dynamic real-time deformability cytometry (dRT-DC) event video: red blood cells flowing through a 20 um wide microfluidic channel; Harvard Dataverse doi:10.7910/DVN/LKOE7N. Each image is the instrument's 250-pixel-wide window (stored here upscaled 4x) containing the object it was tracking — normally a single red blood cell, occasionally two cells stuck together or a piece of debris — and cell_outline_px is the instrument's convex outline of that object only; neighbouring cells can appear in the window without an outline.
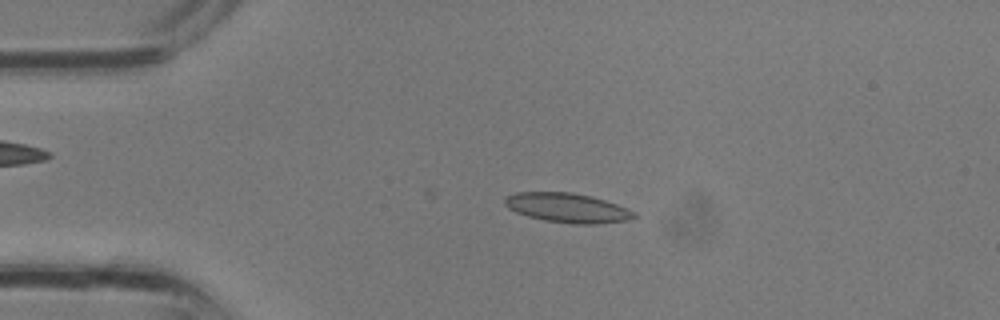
{"species": "common noctule bat (a hibernating species)", "species_latin": "Nyctalus noctula", "temperature_condition": "room temperature", "stored_images_in_passage": 23, "camera_frame_rate_fps": 3000, "um_per_image_px": 0.085, "animal": {"sex": "male", "body_mass_g": 13.3}, "frame": {"image": 1, "passage_image": 7, "time_ms": 2.0, "image_size_px": [1000, 320], "cell_outline_px": [[636, 216], [628, 220], [596, 224], [572, 224], [544, 220], [528, 216], [516, 212], [508, 208], [504, 204], [504, 196], [516, 192], [572, 192], [592, 196], [616, 204], [636, 212]], "centroid_in_image_um": [48.2, 17.66], "position_along_channel_um": 36.8, "area_um2": 22.25}}
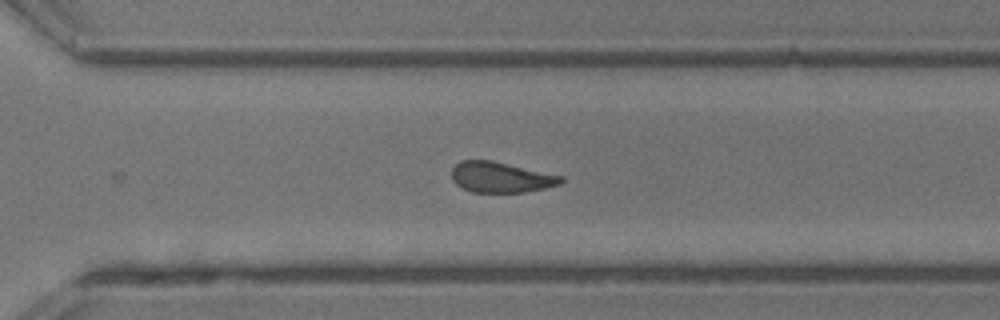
{"frame": {"image": 2, "passage_image": 23, "time_ms": 7.333, "image_size_px": [1000, 320], "cell_outline_px": [[564, 180], [560, 184], [544, 188], [524, 192], [472, 192], [456, 184], [452, 180], [452, 168], [460, 160], [492, 160], [564, 176]], "centroid_in_image_um": [42.57, 15.06], "position_along_channel_um": 328.0, "area_um2": 19.48}}